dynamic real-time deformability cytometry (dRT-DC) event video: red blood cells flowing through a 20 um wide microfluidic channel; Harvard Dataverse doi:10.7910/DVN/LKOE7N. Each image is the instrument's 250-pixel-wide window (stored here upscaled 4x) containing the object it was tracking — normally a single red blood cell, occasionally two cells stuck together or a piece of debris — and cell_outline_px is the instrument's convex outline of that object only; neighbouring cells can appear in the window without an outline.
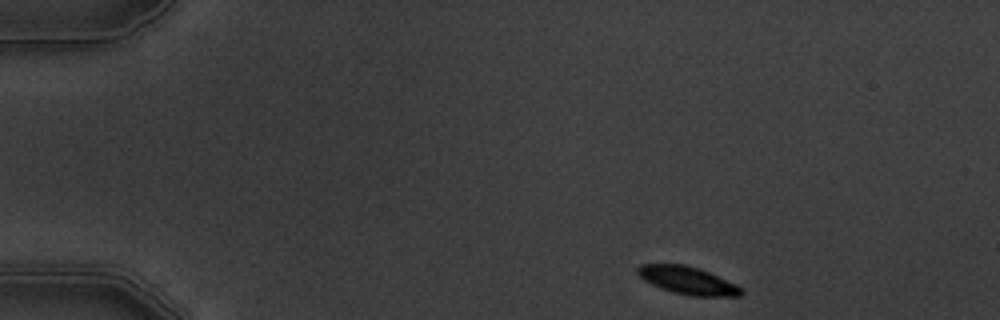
{"species": "common noctule bat (a hibernating species)", "species_latin": "Nyctalus noctula", "temperature_condition": "warm", "stored_images_in_passage": 7, "camera_frame_rate_fps": 3000, "um_per_image_px": 0.085, "animal": {"sex": "male", "body_mass_g": 19.5, "forearm_length_mm": 54.6}, "frame": {"image": 1, "passage_image": 1, "time_ms": 0.0, "image_size_px": [1000, 320], "cell_outline_px": [[744, 292], [740, 296], [692, 296], [672, 292], [660, 288], [644, 280], [636, 272], [636, 268], [640, 264], [684, 264], [700, 268], [736, 284], [744, 288]], "centroid_in_image_um": [58.47, 23.83], "position_along_channel_um": 26.5, "area_um2": 16.88}}
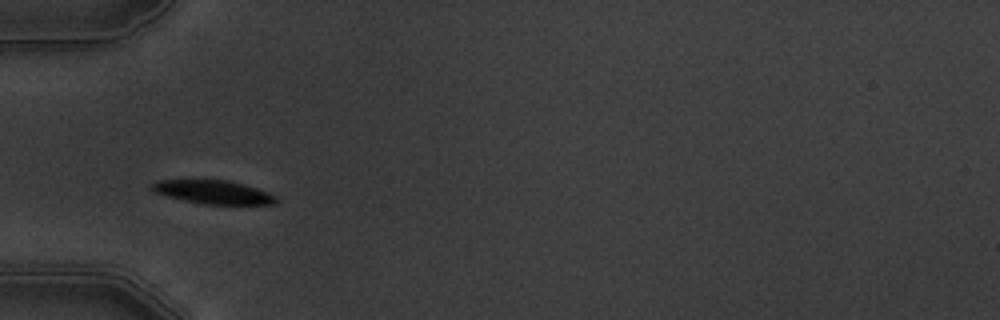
{"frame": {"image": 2, "passage_image": 4, "time_ms": 3.333, "image_size_px": [1000, 320], "cell_outline_px": [[276, 204], [200, 204], [152, 192], [148, 184], [156, 180], [228, 180], [256, 188], [268, 192], [276, 196]], "centroid_in_image_um": [18.05, 16.32], "position_along_channel_um": 66.9, "area_um2": 17.05}}